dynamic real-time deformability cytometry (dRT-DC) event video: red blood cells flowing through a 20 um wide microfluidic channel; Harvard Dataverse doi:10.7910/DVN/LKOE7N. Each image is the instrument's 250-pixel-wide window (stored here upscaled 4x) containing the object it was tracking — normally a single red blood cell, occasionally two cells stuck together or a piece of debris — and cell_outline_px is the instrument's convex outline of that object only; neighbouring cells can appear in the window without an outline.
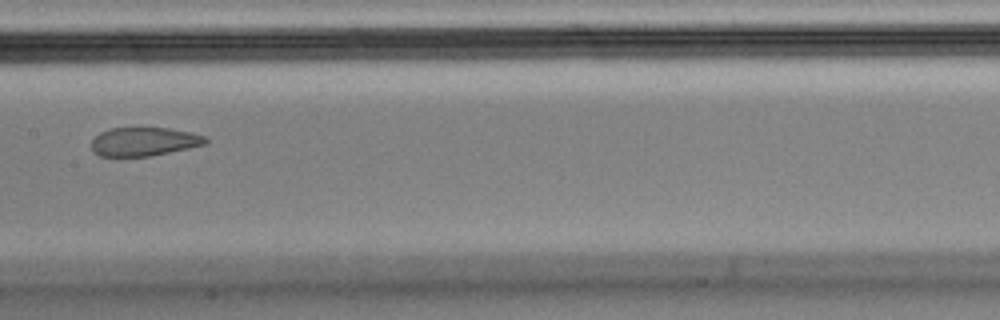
{"species": "Egyptian fruit bat (a non-hibernating species)", "species_latin": "Rousettus aegyptiacus", "temperature_condition": "cold", "stored_images_in_passage": 12, "camera_frame_rate_fps": 3000, "um_per_image_px": 0.085, "animal": {"sex": "male"}, "frame": {"image": 1, "passage_image": 6, "time_ms": 1.667, "image_size_px": [1000, 320], "cell_outline_px": [[208, 144], [152, 156], [100, 156], [92, 152], [92, 140], [100, 132], [112, 128], [168, 128], [192, 132], [208, 136]], "centroid_in_image_um": [12.3, 12.04], "position_along_channel_um": 195.1, "area_um2": 19.25}}
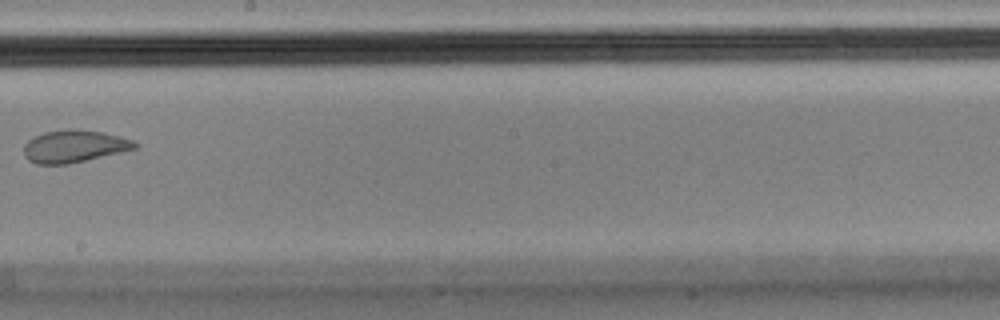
{"frame": {"image": 2, "passage_image": 7, "time_ms": 2.0, "image_size_px": [1000, 320], "cell_outline_px": [[140, 144], [136, 148], [120, 152], [68, 164], [36, 164], [28, 160], [24, 156], [24, 144], [28, 140], [44, 132], [104, 132], [132, 140]], "centroid_in_image_um": [6.29, 12.48], "position_along_channel_um": 241.9, "area_um2": 20.0}}